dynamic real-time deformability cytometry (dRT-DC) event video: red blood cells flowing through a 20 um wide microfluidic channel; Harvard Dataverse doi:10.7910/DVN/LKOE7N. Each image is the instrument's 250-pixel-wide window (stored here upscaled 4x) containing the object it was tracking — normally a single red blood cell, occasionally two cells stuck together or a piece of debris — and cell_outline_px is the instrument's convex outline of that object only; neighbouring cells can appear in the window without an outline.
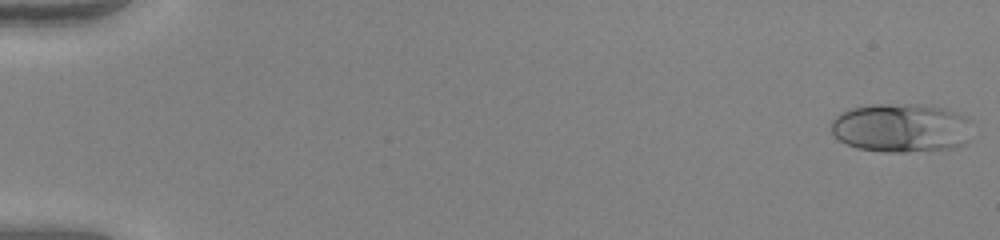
{"species": "human", "species_latin": "Homo sapiens", "temperature_condition": "warm", "stored_images_in_passage": 52, "camera_frame_rate_fps": 3000, "um_per_image_px": 0.085, "donor": {"sex": "female"}, "frame": {"image": 1, "passage_image": 1, "time_ms": 0.0, "image_size_px": [1000, 240], "cell_outline_px": [[972, 140], [968, 144], [956, 148], [904, 152], [884, 152], [856, 148], [832, 136], [832, 120], [840, 112], [852, 108], [876, 104], [932, 104], [968, 116], [972, 120]], "centroid_in_image_um": [76.71, 10.87], "position_along_channel_um": 8.3, "area_um2": 41.33}}
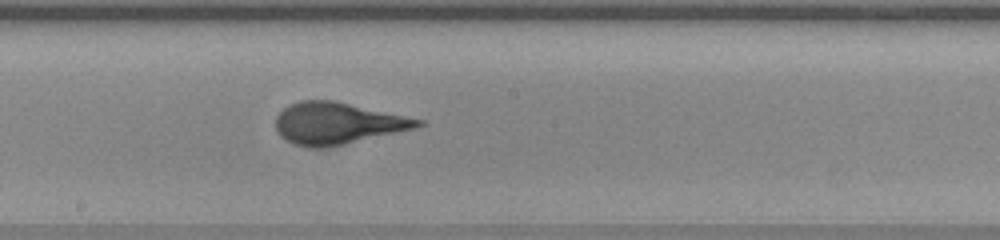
{"frame": {"image": 2, "passage_image": 30, "time_ms": 9.667, "image_size_px": [1000, 240], "cell_outline_px": [[424, 124], [416, 128], [340, 144], [316, 148], [308, 148], [292, 144], [280, 136], [276, 132], [276, 116], [288, 104], [300, 100], [332, 100], [424, 120]], "centroid_in_image_um": [28.62, 10.47], "position_along_channel_um": 219.6, "area_um2": 34.1}}
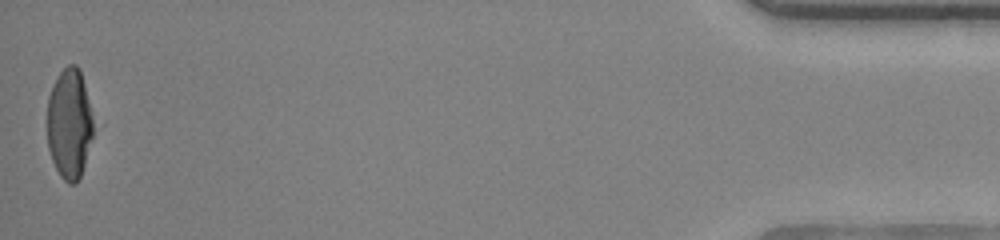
{"frame": {"image": 3, "passage_image": 52, "time_ms": 17.0, "image_size_px": [1000, 240], "cell_outline_px": [[104, 124], [80, 176], [76, 184], [68, 184], [60, 176], [52, 160], [48, 148], [48, 96], [60, 72], [68, 64], [76, 64], [80, 68]], "centroid_in_image_um": [6.12, 10.5], "position_along_channel_um": 429.1, "area_um2": 32.95}, "authors_computed_cell_mechanics": {"area_um2": 33.8708, "velocity_mm_per_s": 4.0076, "shape_relaxation_time_tau1_ms": 5.4246, "shape_relaxation_time_tau2_ms": null, "deformation_change_tau1": 0.2582, "deformation_change_tau2": null}}